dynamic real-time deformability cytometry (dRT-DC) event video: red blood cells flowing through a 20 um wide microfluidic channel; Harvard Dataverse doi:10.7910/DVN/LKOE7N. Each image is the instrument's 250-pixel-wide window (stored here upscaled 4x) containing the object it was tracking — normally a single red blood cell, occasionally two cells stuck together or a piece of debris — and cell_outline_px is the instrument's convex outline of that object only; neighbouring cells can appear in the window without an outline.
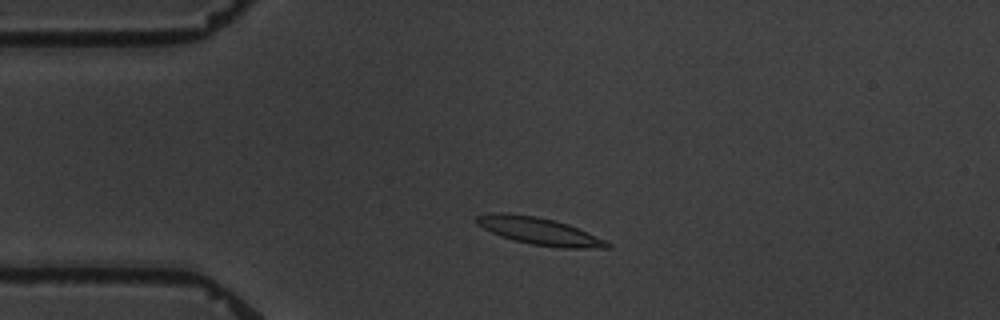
{"species": "common noctule bat (a hibernating species)", "species_latin": "Nyctalus noctula", "temperature_condition": "warm", "stored_images_in_passage": 2, "camera_frame_rate_fps": 3000, "um_per_image_px": 0.085, "animal": {"sex": "male", "body_mass_g": 19.5, "forearm_length_mm": 54.6}, "frame": {"image": 1, "passage_image": 1, "time_ms": 0.0, "image_size_px": [1000, 320], "cell_outline_px": [[612, 248], [560, 248], [532, 244], [512, 240], [500, 236], [476, 224], [472, 220], [476, 216], [488, 212], [508, 212], [536, 216], [568, 224], [604, 240], [612, 244]], "centroid_in_image_um": [45.76, 19.63], "position_along_channel_um": 39.2, "area_um2": 20.87}}